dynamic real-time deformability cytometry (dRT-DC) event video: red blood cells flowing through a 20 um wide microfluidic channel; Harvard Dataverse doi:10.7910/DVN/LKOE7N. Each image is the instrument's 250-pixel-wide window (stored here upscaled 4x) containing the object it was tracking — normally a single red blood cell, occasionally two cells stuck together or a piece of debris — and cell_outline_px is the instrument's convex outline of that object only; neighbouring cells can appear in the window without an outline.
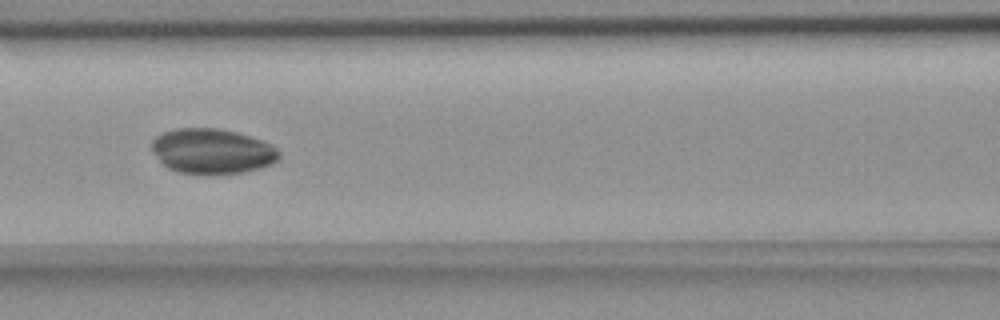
{"species": "common noctule bat (a hibernating species)", "species_latin": "Nyctalus noctula", "temperature_condition": "room temperature", "stored_images_in_passage": 8, "camera_frame_rate_fps": 3000, "um_per_image_px": 0.085, "animal": {"sex": "female", "body_mass_g": 18.4}, "frame": {"image": 1, "passage_image": 7, "time_ms": 6.667, "image_size_px": [1000, 320], "cell_outline_px": [[280, 156], [272, 164], [260, 168], [244, 172], [216, 176], [212, 176], [176, 172], [168, 168], [152, 152], [152, 140], [156, 136], [164, 132], [176, 128], [216, 128], [236, 132], [264, 140], [272, 144], [280, 152]], "centroid_in_image_um": [18.05, 12.88], "position_along_channel_um": 148.6, "area_um2": 34.1}}
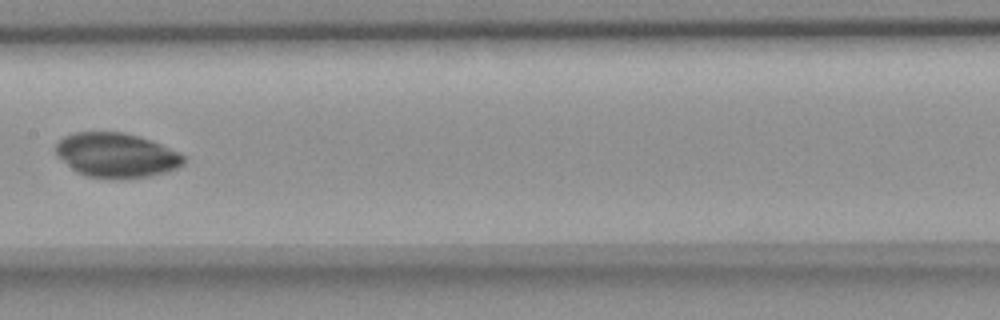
{"frame": {"image": 2, "passage_image": 8, "time_ms": 8.0, "image_size_px": [1000, 320], "cell_outline_px": [[184, 164], [176, 168], [164, 172], [148, 176], [108, 180], [88, 176], [76, 172], [56, 152], [56, 144], [64, 136], [72, 132], [124, 132], [140, 136], [180, 152], [184, 156]], "centroid_in_image_um": [9.9, 13.19], "position_along_channel_um": 197.5, "area_um2": 33.12}}